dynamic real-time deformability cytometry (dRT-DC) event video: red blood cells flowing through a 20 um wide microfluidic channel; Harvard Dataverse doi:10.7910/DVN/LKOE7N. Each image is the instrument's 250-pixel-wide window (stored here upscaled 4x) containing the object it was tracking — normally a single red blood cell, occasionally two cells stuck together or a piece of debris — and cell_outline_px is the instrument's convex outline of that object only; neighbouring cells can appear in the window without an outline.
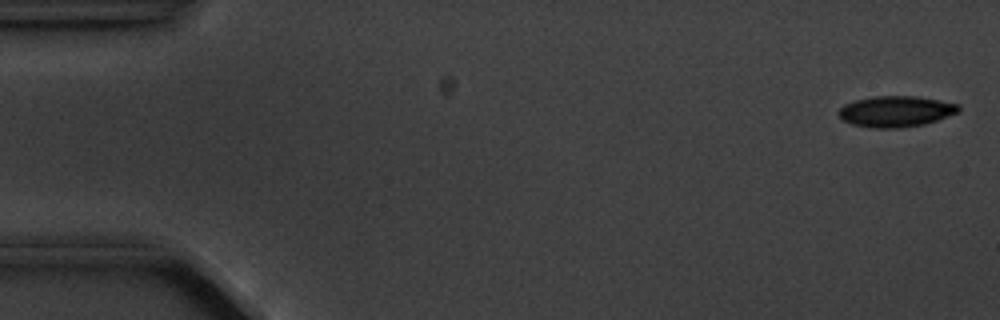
{"species": "common noctule bat (a hibernating species)", "species_latin": "Nyctalus noctula", "temperature_condition": "cold", "stored_images_in_passage": 5, "camera_frame_rate_fps": 3000, "um_per_image_px": 0.085, "animal": {"sex": "male", "body_mass_g": 20.1, "forearm_length_mm": 53.5}, "frame": {"image": 1, "passage_image": 1, "time_ms": 0.0, "image_size_px": [1000, 320], "cell_outline_px": [[960, 112], [924, 124], [896, 128], [872, 128], [852, 124], [844, 120], [840, 116], [840, 108], [844, 104], [856, 100], [872, 96], [916, 96], [960, 104]], "centroid_in_image_um": [76.17, 9.46], "position_along_channel_um": 8.8, "area_um2": 21.5}}
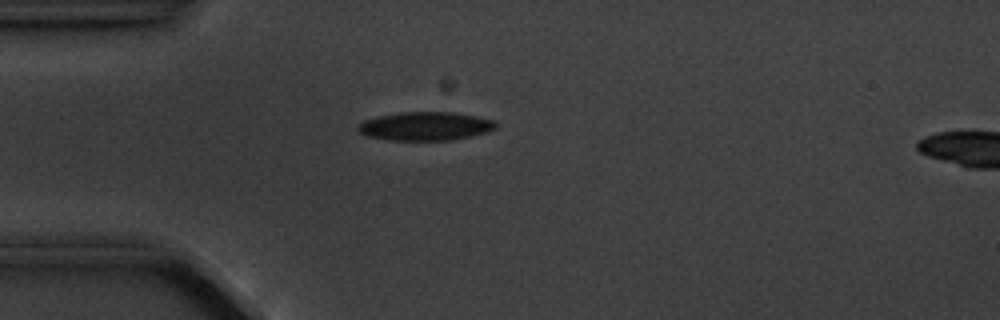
{"frame": {"image": 2, "passage_image": 4, "time_ms": 4.333, "image_size_px": [1000, 320], "cell_outline_px": [[496, 128], [488, 132], [452, 140], [388, 140], [368, 136], [360, 132], [356, 128], [364, 120], [376, 116], [400, 112], [452, 112], [496, 120]], "centroid_in_image_um": [36.16, 10.72], "position_along_channel_um": 48.8, "area_um2": 22.95}}